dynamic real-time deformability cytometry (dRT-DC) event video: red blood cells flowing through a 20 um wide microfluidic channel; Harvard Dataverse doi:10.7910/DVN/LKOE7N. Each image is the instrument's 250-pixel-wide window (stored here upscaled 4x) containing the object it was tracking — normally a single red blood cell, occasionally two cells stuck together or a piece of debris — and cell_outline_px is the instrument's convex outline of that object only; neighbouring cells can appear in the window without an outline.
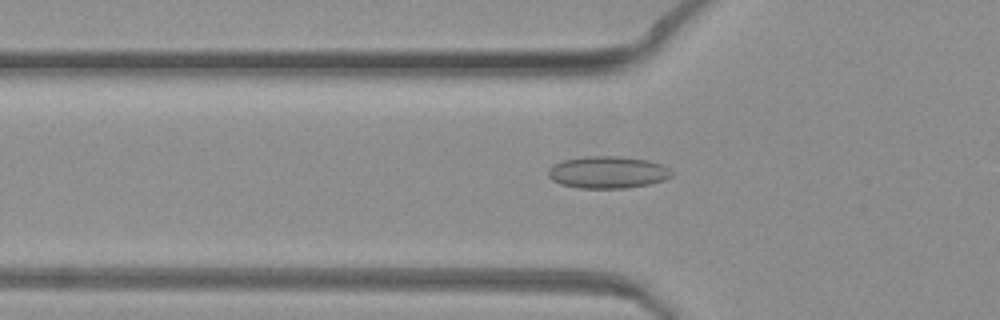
{"species": "common noctule bat (a hibernating species)", "species_latin": "Nyctalus noctula", "temperature_condition": "warm", "stored_images_in_passage": 47, "camera_frame_rate_fps": 3000, "um_per_image_px": 0.085, "animal": {"sex": "female", "body_mass_g": 19.3, "forearm_length_mm": 54.1}, "frame": {"image": 1, "passage_image": 17, "time_ms": 5.333, "image_size_px": [1000, 320], "cell_outline_px": [[672, 176], [664, 180], [648, 184], [624, 188], [580, 188], [560, 184], [552, 180], [548, 176], [548, 168], [552, 164], [564, 160], [584, 156], [620, 156], [648, 160], [664, 164], [672, 172]], "centroid_in_image_um": [51.64, 14.63], "position_along_channel_um": 74.2, "area_um2": 23.24}}
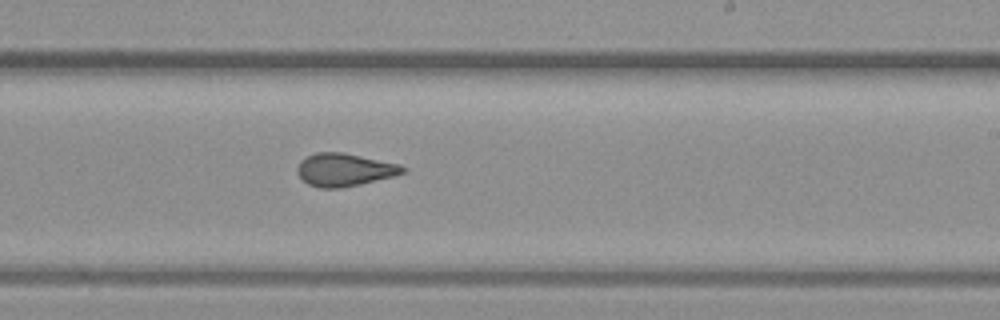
{"frame": {"image": 2, "passage_image": 30, "time_ms": 9.667, "image_size_px": [1000, 320], "cell_outline_px": [[408, 168], [404, 172], [392, 176], [360, 184], [340, 188], [320, 188], [308, 184], [296, 172], [296, 168], [300, 160], [316, 152], [344, 152], [400, 164]], "centroid_in_image_um": [29.26, 14.42], "position_along_channel_um": 259.7, "area_um2": 20.17}}
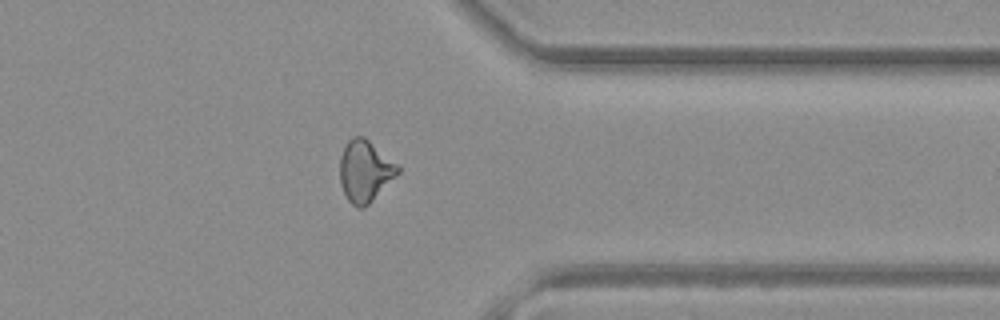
{"frame": {"image": 3, "passage_image": 39, "time_ms": 12.667, "image_size_px": [1000, 320], "cell_outline_px": [[400, 172], [364, 208], [356, 208], [348, 200], [340, 184], [340, 156], [348, 140], [352, 136], [364, 136], [400, 164]], "centroid_in_image_um": [31.04, 14.51], "position_along_channel_um": 380.4, "area_um2": 20.98}}